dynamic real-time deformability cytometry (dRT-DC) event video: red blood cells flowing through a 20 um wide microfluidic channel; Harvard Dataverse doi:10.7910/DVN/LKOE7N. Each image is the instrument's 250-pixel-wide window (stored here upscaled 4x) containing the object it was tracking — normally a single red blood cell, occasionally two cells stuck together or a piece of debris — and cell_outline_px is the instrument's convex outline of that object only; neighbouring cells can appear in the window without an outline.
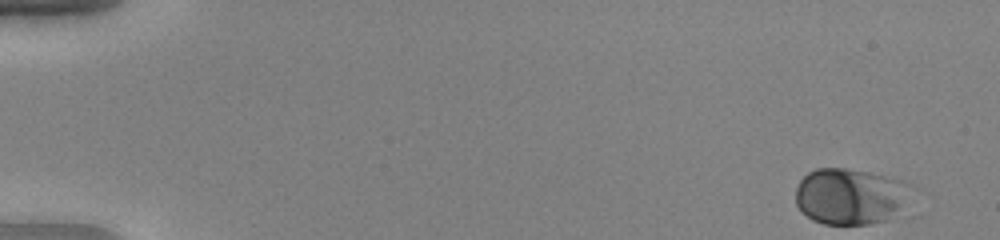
{"species": "human", "species_latin": "Homo sapiens", "temperature_condition": "warm", "stored_images_in_passage": 51, "camera_frame_rate_fps": 3000, "um_per_image_px": 0.085, "donor": {"sex": "female"}, "frame": {"image": 1, "passage_image": 1, "time_ms": 0.0, "image_size_px": [1000, 240], "cell_outline_px": [[920, 188], [888, 220], [868, 224], [824, 224], [812, 220], [796, 204], [796, 188], [800, 180], [808, 172], [816, 168], [844, 168], [868, 172], [900, 180], [912, 184]], "centroid_in_image_um": [72.33, 16.67], "position_along_channel_um": 12.7, "area_um2": 38.21}}
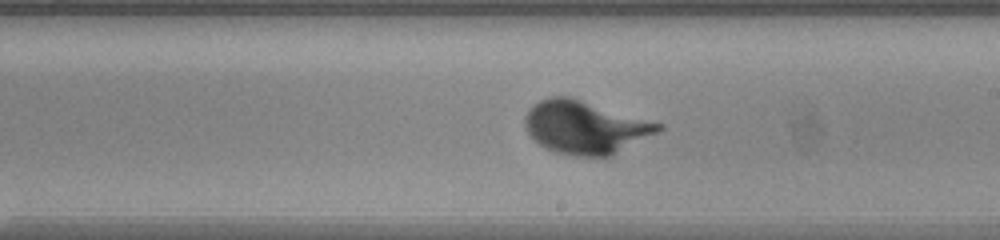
{"frame": {"image": 2, "passage_image": 30, "time_ms": 9.667, "image_size_px": [1000, 240], "cell_outline_px": [[664, 128], [612, 156], [572, 156], [556, 152], [544, 148], [528, 132], [524, 124], [524, 116], [532, 104], [548, 96], [572, 96], [664, 124]], "centroid_in_image_um": [49.74, 10.8], "position_along_channel_um": 239.3, "area_um2": 41.44}}
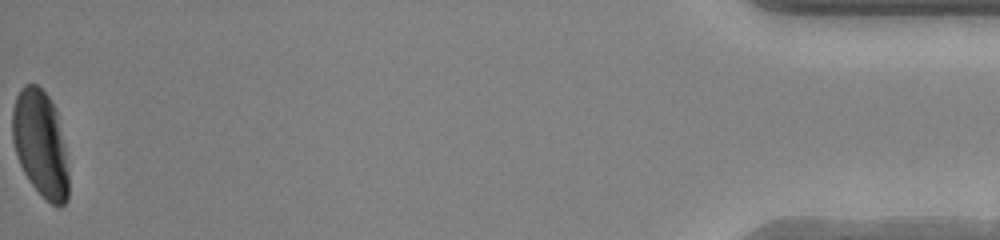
{"frame": {"image": 3, "passage_image": 51, "time_ms": 16.667, "image_size_px": [1000, 240], "cell_outline_px": [[68, 200], [60, 208], [56, 208], [32, 184], [24, 172], [16, 156], [12, 140], [12, 108], [16, 96], [20, 88], [24, 84], [36, 84], [48, 96], [56, 108], [64, 148], [68, 172]], "centroid_in_image_um": [3.42, 12.2], "position_along_channel_um": 431.8, "area_um2": 34.74}}